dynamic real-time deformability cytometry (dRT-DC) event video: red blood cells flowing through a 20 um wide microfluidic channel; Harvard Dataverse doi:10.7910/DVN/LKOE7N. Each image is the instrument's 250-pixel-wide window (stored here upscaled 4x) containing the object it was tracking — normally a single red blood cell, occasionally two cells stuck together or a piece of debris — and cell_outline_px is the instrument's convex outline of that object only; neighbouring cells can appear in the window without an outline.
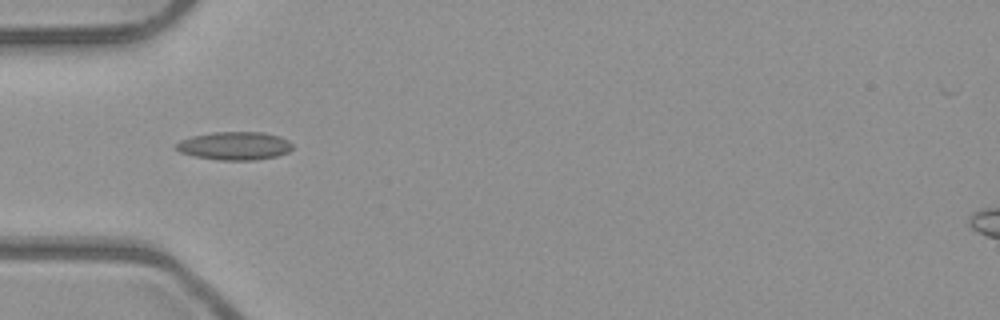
{"species": "common noctule bat (a hibernating species)", "species_latin": "Nyctalus noctula", "temperature_condition": "room temperature", "stored_images_in_passage": 4, "camera_frame_rate_fps": 3000, "um_per_image_px": 0.085, "animal": {"sex": "male", "body_mass_g": 23.1, "forearm_length_mm": 52.7}, "frame": {"image": 1, "passage_image": 2, "time_ms": 0.333, "image_size_px": [1000, 320], "cell_outline_px": [[292, 148], [288, 152], [276, 156], [256, 160], [220, 160], [196, 156], [180, 152], [176, 148], [176, 144], [180, 140], [192, 136], [212, 132], [260, 132], [280, 136], [288, 140], [292, 144]], "centroid_in_image_um": [19.95, 12.39], "position_along_channel_um": 65.0, "area_um2": 19.02}}
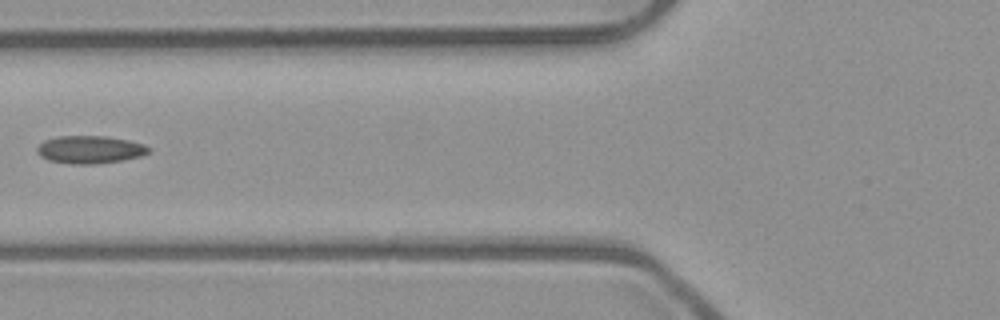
{"frame": {"image": 2, "passage_image": 3, "time_ms": 0.667, "image_size_px": [1000, 320], "cell_outline_px": [[148, 152], [140, 156], [120, 160], [92, 164], [72, 164], [48, 160], [40, 156], [36, 152], [36, 148], [44, 140], [60, 136], [104, 136], [128, 140], [140, 144], [148, 148]], "centroid_in_image_um": [7.56, 12.71], "position_along_channel_um": 118.2, "area_um2": 17.69}}
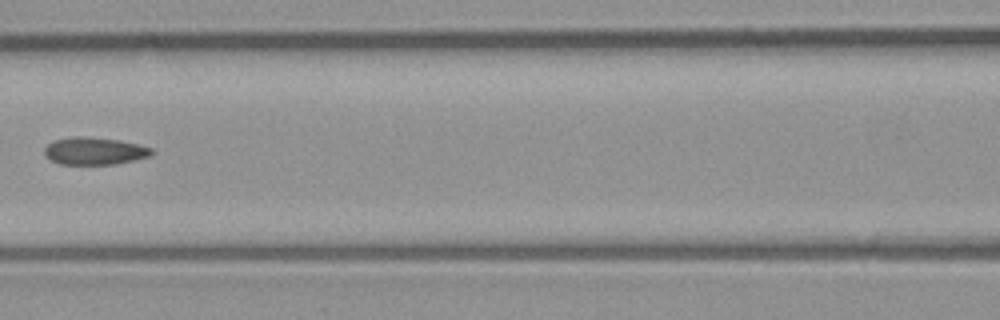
{"frame": {"image": 3, "passage_image": 4, "time_ms": 1.0, "image_size_px": [1000, 320], "cell_outline_px": [[152, 152], [148, 156], [116, 164], [60, 164], [44, 156], [44, 148], [52, 140], [72, 136], [80, 136], [120, 140], [152, 148]], "centroid_in_image_um": [7.96, 12.83], "position_along_channel_um": 158.6, "area_um2": 16.99}}